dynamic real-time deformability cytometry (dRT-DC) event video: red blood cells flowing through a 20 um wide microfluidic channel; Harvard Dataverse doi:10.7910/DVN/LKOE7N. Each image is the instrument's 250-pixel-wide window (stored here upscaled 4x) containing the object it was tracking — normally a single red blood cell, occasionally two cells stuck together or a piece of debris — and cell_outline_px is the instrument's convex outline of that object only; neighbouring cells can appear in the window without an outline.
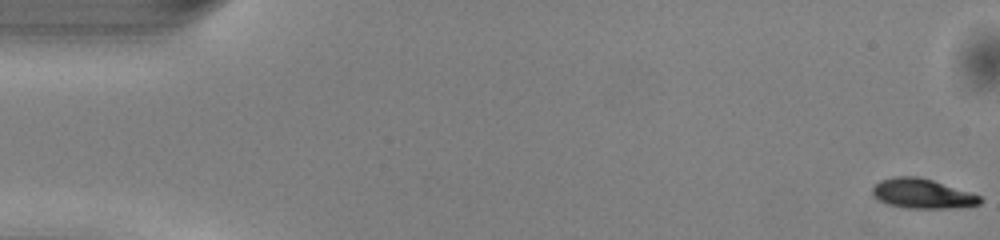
{"species": "common noctule bat (a hibernating species)", "species_latin": "Nyctalus noctula", "temperature_condition": "warm", "stored_images_in_passage": 51, "camera_frame_rate_fps": 3000, "um_per_image_px": 0.085, "animal": {"sex": "male", "body_mass_g": 13.0, "forearm_length_mm": 53.1}, "frame": {"image": 1, "passage_image": 1, "time_ms": 0.0, "image_size_px": [1000, 240], "cell_outline_px": [[984, 200], [980, 204], [960, 208], [908, 208], [888, 204], [880, 200], [872, 192], [872, 188], [880, 180], [892, 176], [920, 176], [980, 196]], "centroid_in_image_um": [78.41, 16.46], "position_along_channel_um": 6.6, "area_um2": 18.5}}
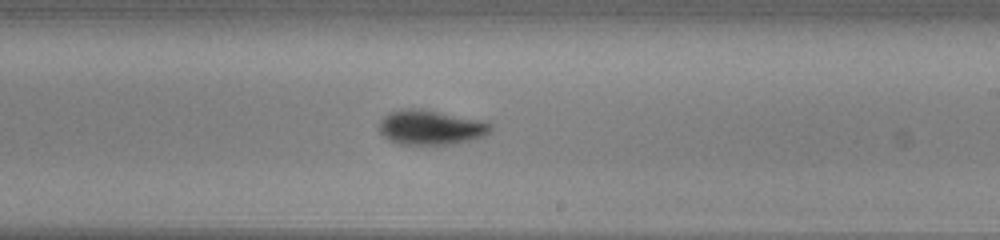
{"frame": {"image": 2, "passage_image": 30, "time_ms": 9.667, "image_size_px": [1000, 240], "cell_outline_px": [[492, 128], [488, 136], [452, 144], [396, 144], [384, 136], [380, 132], [380, 120], [388, 112], [400, 108], [412, 108], [436, 112], [480, 120], [492, 124]], "centroid_in_image_um": [36.61, 10.84], "position_along_channel_um": 252.4, "area_um2": 22.37}}
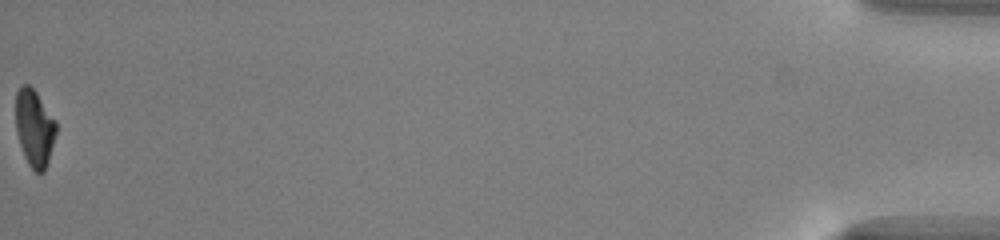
{"frame": {"image": 3, "passage_image": 51, "time_ms": 16.667, "image_size_px": [1000, 240], "cell_outline_px": [[56, 132], [48, 160], [44, 172], [36, 172], [28, 164], [24, 156], [16, 132], [16, 92], [24, 84], [28, 84], [36, 92], [56, 120]], "centroid_in_image_um": [2.92, 10.87], "position_along_channel_um": 432.3, "area_um2": 17.92}, "authors_computed_cell_mechanics": {"area_um2": 20.3456, "velocity_mm_per_s": 4.0989, "shape_relaxation_time_tau1_ms": 1.747, "shape_relaxation_time_tau2_ms": null, "deformation_change_tau1": 0.1329, "deformation_change_tau2": null}}